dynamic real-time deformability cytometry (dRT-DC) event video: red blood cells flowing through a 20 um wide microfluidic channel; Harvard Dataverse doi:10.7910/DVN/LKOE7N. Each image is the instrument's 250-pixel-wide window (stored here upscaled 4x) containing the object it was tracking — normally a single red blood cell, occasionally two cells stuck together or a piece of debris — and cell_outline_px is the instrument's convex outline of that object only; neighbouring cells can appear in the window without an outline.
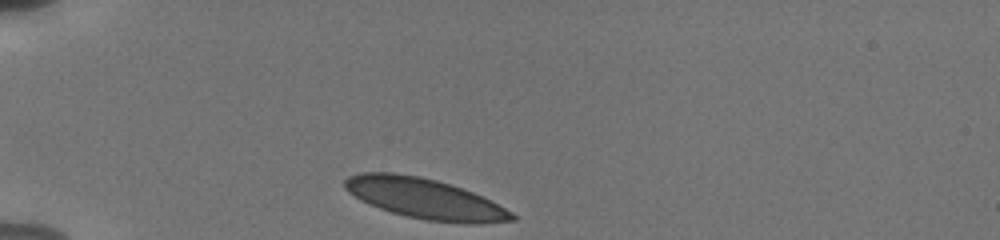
{"species": "human", "species_latin": "Homo sapiens", "temperature_condition": "cold", "stored_images_in_passage": 33, "camera_frame_rate_fps": 3000, "um_per_image_px": 0.085, "donor": {"sex": "male"}, "frame": {"image": 1, "passage_image": 1, "time_ms": 0.0, "image_size_px": [1000, 240], "cell_outline_px": [[516, 220], [480, 224], [468, 224], [428, 220], [408, 216], [392, 212], [380, 208], [360, 200], [348, 192], [344, 188], [344, 180], [348, 176], [360, 172], [392, 172], [420, 176], [436, 180], [472, 192], [512, 212], [516, 216]], "centroid_in_image_um": [36.07, 16.87], "position_along_channel_um": 48.9, "area_um2": 39.02}}
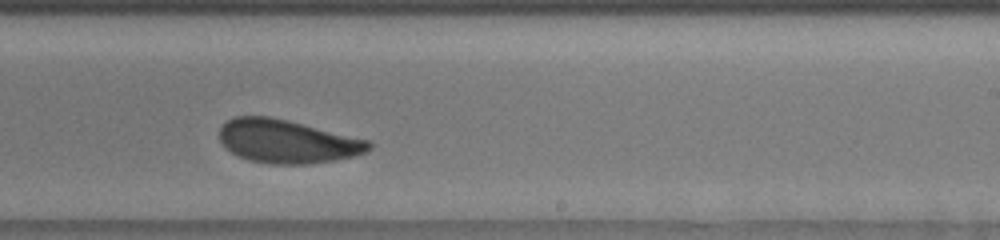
{"frame": {"image": 2, "passage_image": 21, "time_ms": 6.667, "image_size_px": [1000, 240], "cell_outline_px": [[372, 148], [356, 156], [336, 160], [308, 164], [272, 164], [248, 160], [232, 152], [220, 140], [220, 128], [228, 120], [236, 116], [268, 116], [288, 120], [372, 140]], "centroid_in_image_um": [24.48, 12.02], "position_along_channel_um": 264.5, "area_um2": 37.86}}
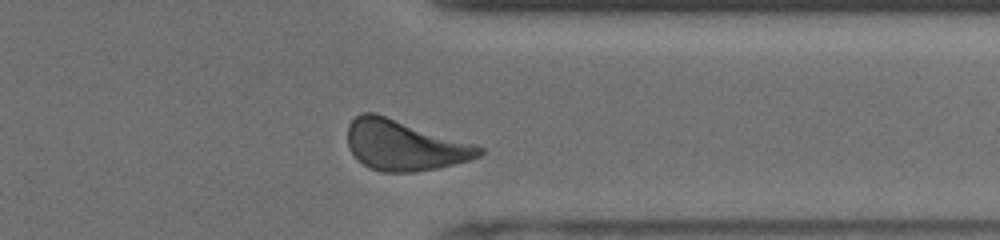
{"frame": {"image": 3, "passage_image": 30, "time_ms": 9.667, "image_size_px": [1000, 240], "cell_outline_px": [[484, 152], [480, 156], [468, 160], [436, 168], [412, 172], [380, 172], [368, 168], [356, 160], [348, 148], [348, 124], [360, 112], [376, 112], [484, 148]], "centroid_in_image_um": [34.29, 12.35], "position_along_channel_um": 377.1, "area_um2": 38.55}, "authors_computed_cell_mechanics": {"area_um2": 38.726, "velocity_mm_per_s": 3.7497, "shape_relaxation_time_tau1_ms": 2.3554, "shape_relaxation_time_tau2_ms": 1.0844, "deformation_change_tau1": 0.1026, "deformation_change_tau2": 0.0539}}